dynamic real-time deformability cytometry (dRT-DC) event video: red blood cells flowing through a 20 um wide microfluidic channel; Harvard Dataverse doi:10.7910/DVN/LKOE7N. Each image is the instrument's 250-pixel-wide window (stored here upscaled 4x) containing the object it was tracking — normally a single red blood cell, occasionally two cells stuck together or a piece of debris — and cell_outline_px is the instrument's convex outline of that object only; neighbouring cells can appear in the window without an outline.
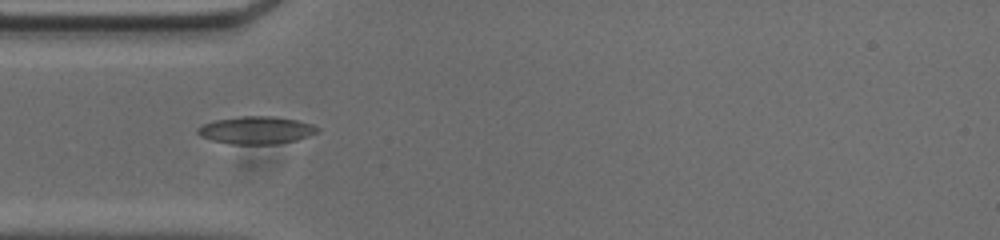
{"species": "common noctule bat (a hibernating species)", "species_latin": "Nyctalus noctula", "temperature_condition": "cold", "stored_images_in_passage": 39, "camera_frame_rate_fps": 3000, "um_per_image_px": 0.085, "animal": {"sex": "male", "body_mass_g": 20.0, "forearm_length_mm": 53.3}, "frame": {"image": 1, "passage_image": 1, "time_ms": 0.0, "image_size_px": [1000, 240], "cell_outline_px": [[320, 128], [316, 132], [308, 136], [296, 140], [276, 144], [228, 144], [212, 140], [200, 136], [196, 132], [196, 128], [204, 124], [216, 120], [240, 116], [272, 116], [296, 120], [312, 124]], "centroid_in_image_um": [21.75, 11.07], "position_along_channel_um": 63.2, "area_um2": 19.19}}
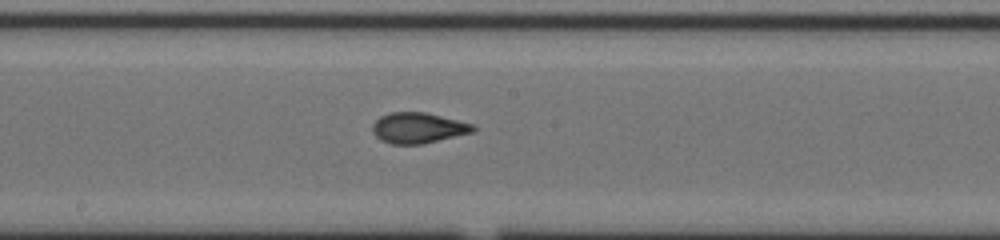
{"frame": {"image": 2, "passage_image": 13, "time_ms": 4.0, "image_size_px": [1000, 240], "cell_outline_px": [[476, 128], [472, 132], [420, 144], [392, 144], [380, 140], [372, 132], [372, 124], [380, 116], [388, 112], [424, 112], [472, 124]], "centroid_in_image_um": [35.47, 10.87], "position_along_channel_um": 212.7, "area_um2": 17.69}}
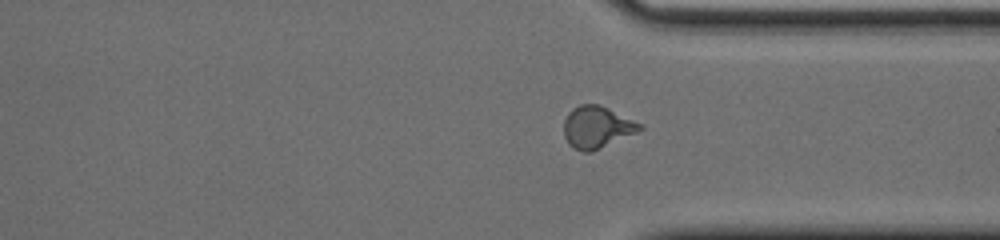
{"frame": {"image": 3, "passage_image": 25, "time_ms": 8.0, "image_size_px": [1000, 240], "cell_outline_px": [[644, 128], [636, 132], [592, 152], [584, 152], [572, 148], [568, 144], [564, 136], [564, 120], [568, 112], [572, 108], [580, 104], [600, 104], [640, 124]], "centroid_in_image_um": [50.68, 10.81], "position_along_channel_um": 360.7, "area_um2": 18.44}, "authors_computed_cell_mechanics": {"area_um2": 17.8024, "velocity_mm_per_s": 3.7163, "shape_relaxation_time_tau1_ms": 9.7479, "shape_relaxation_time_tau2_ms": 0.8447, "deformation_change_tau1": 0.2691, "deformation_change_tau2": 0.0634}}